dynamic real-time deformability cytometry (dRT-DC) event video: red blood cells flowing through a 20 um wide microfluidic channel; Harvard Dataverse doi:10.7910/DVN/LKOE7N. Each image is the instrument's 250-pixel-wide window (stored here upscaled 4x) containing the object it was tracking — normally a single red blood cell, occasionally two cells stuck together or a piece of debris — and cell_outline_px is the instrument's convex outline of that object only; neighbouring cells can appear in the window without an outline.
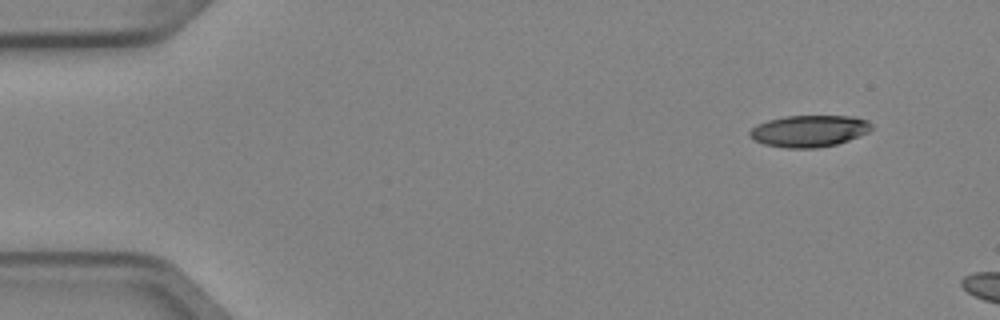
{"species": "Egyptian fruit bat (a non-hibernating species)", "species_latin": "Rousettus aegyptiacus", "temperature_condition": "cold", "stored_images_in_passage": 3, "camera_frame_rate_fps": 3000, "um_per_image_px": 0.085, "animal": {"sex": "female"}, "frame": {"image": 1, "passage_image": 1, "time_ms": 0.0, "image_size_px": [1000, 320], "cell_outline_px": [[872, 128], [868, 132], [848, 140], [836, 144], [816, 148], [788, 148], [764, 144], [748, 136], [748, 132], [756, 124], [768, 120], [784, 116], [856, 116], [868, 120], [872, 124]], "centroid_in_image_um": [68.77, 11.12], "position_along_channel_um": 16.2, "area_um2": 22.54}}